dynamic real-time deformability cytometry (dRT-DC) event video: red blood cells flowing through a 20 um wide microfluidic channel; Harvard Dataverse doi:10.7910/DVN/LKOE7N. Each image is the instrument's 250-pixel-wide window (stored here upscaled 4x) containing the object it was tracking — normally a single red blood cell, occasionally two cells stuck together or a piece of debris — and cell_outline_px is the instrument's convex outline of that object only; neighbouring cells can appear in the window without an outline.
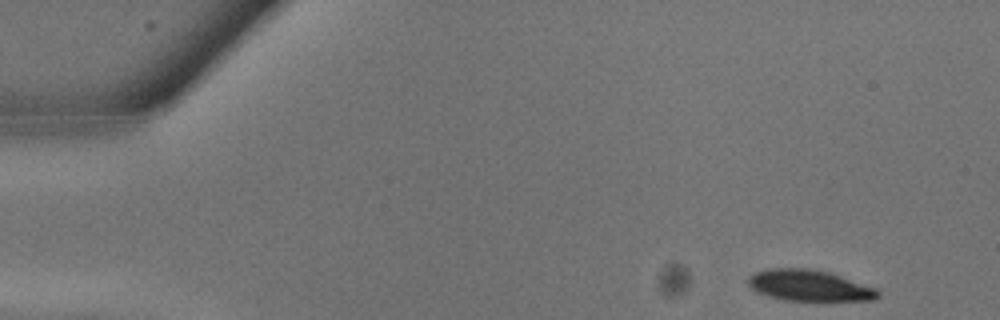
{"species": "common noctule bat (a hibernating species)", "species_latin": "Nyctalus noctula", "temperature_condition": "warm", "stored_images_in_passage": 10, "camera_frame_rate_fps": 3000, "um_per_image_px": 0.085, "animal": {"sex": "male", "body_mass_g": 13.3}, "frame": {"image": 1, "passage_image": 1, "time_ms": 0.0, "image_size_px": [1000, 320], "cell_outline_px": [[880, 296], [872, 300], [824, 304], [816, 304], [784, 300], [768, 296], [756, 292], [748, 284], [748, 276], [764, 268], [808, 268], [828, 272], [876, 288], [880, 292]], "centroid_in_image_um": [68.82, 24.34], "position_along_channel_um": 16.2, "area_um2": 24.8}}
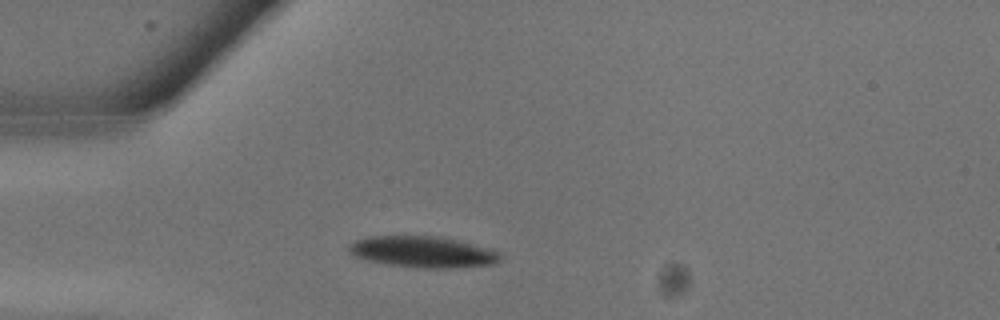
{"frame": {"image": 2, "passage_image": 6, "time_ms": 1.667, "image_size_px": [1000, 320], "cell_outline_px": [[500, 260], [496, 264], [456, 268], [424, 268], [388, 264], [368, 260], [352, 256], [348, 252], [348, 244], [364, 236], [440, 236], [492, 248], [500, 252]], "centroid_in_image_um": [35.95, 21.4], "position_along_channel_um": 49.0, "area_um2": 27.92}}
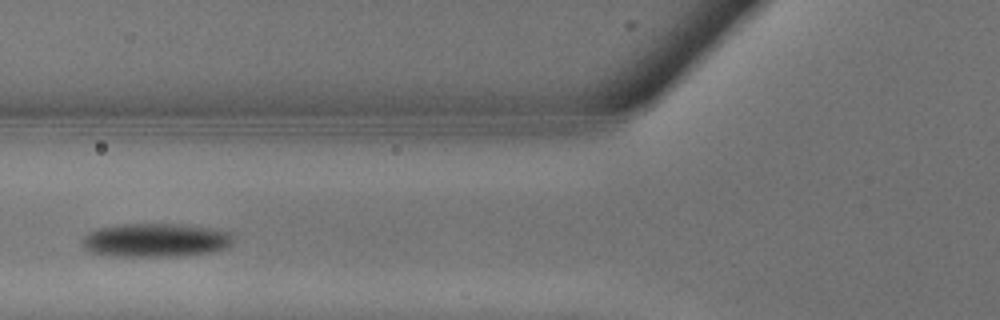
{"frame": {"image": 3, "passage_image": 9, "time_ms": 2.667, "image_size_px": [1000, 320], "cell_outline_px": [[236, 236], [228, 248], [212, 252], [180, 256], [116, 256], [92, 252], [84, 248], [84, 236], [88, 232], [100, 228], [116, 224], [184, 224], [212, 228], [232, 232]], "centroid_in_image_um": [13.32, 20.4], "position_along_channel_um": 112.5, "area_um2": 29.88}}